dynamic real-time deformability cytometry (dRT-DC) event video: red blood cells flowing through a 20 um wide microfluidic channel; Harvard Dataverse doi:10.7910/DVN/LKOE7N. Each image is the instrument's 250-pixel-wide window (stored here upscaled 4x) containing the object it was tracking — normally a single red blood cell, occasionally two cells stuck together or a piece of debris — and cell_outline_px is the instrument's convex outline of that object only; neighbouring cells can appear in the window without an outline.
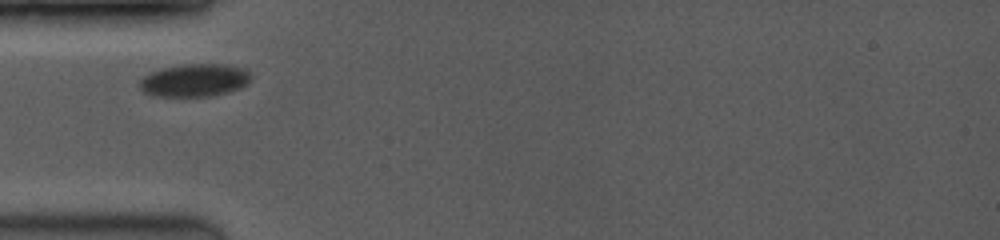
{"species": "common noctule bat (a hibernating species)", "species_latin": "Nyctalus noctula", "temperature_condition": "room temperature", "stored_images_in_passage": 10, "camera_frame_rate_fps": 3500, "um_per_image_px": 0.085, "animal": {"sex": "female", "body_mass_g": 19.0, "forearm_length_mm": 53.3}, "frame": {"image": 1, "passage_image": 1, "time_ms": 0.0, "image_size_px": [1000, 240], "cell_outline_px": [[252, 76], [240, 88], [228, 92], [212, 96], [156, 96], [144, 92], [140, 88], [140, 80], [148, 72], [160, 68], [184, 64], [228, 64], [244, 68]], "centroid_in_image_um": [16.52, 6.81], "position_along_channel_um": 68.5, "area_um2": 21.33}}
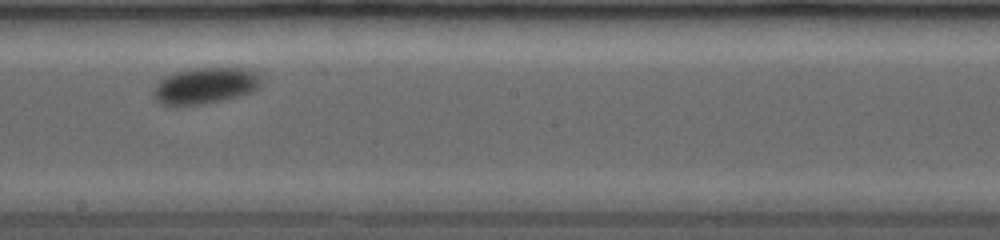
{"frame": {"image": 2, "passage_image": 5, "time_ms": 4.286, "image_size_px": [1000, 240], "cell_outline_px": [[264, 80], [260, 88], [252, 92], [240, 96], [204, 104], [160, 104], [156, 100], [152, 92], [156, 84], [164, 76], [176, 72], [192, 68], [248, 68], [264, 76]], "centroid_in_image_um": [17.53, 7.26], "position_along_channel_um": 230.7, "area_um2": 23.06}}
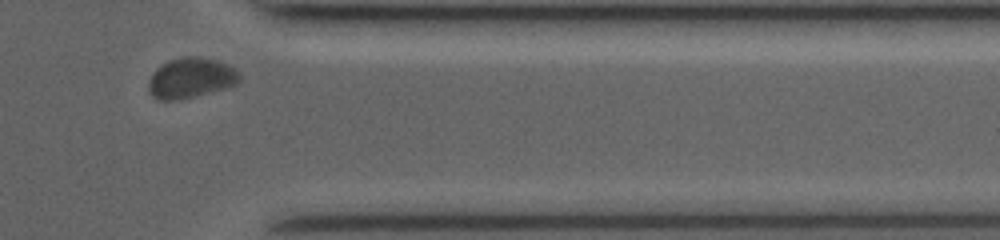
{"frame": {"image": 3, "passage_image": 10, "time_ms": 8.571, "image_size_px": [1000, 240], "cell_outline_px": [[240, 80], [236, 84], [224, 88], [196, 96], [180, 100], [156, 100], [148, 92], [148, 80], [152, 72], [160, 64], [168, 60], [188, 56], [192, 56], [216, 60], [228, 64], [240, 72]], "centroid_in_image_um": [16.18, 6.63], "position_along_channel_um": 395.2, "area_um2": 21.62}}